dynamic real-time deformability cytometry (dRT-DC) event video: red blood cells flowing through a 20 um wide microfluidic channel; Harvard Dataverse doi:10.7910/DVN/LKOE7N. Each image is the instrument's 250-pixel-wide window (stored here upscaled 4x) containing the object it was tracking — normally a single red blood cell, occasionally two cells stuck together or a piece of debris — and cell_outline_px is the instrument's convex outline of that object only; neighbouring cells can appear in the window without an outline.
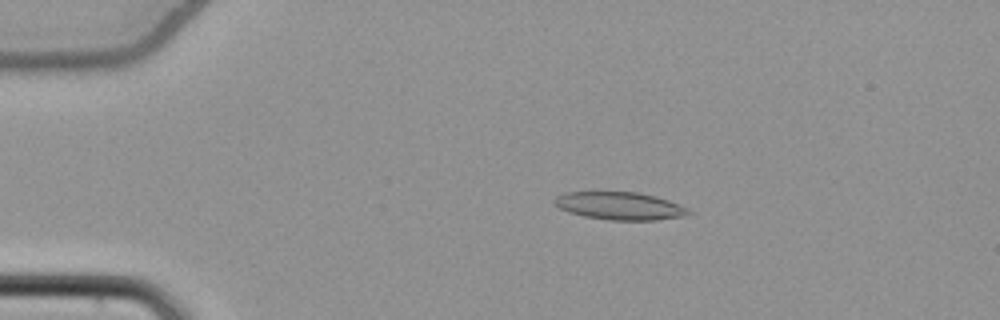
{"species": "common noctule bat (a hibernating species)", "species_latin": "Nyctalus noctula", "temperature_condition": "cold", "stored_images_in_passage": 55, "camera_frame_rate_fps": 3000, "um_per_image_px": 0.085, "animal": {"sex": "female", "body_mass_g": 22.7, "forearm_length_mm": 54.2}, "frame": {"image": 1, "passage_image": 12, "time_ms": 3.667, "image_size_px": [1000, 320], "cell_outline_px": [[692, 212], [684, 216], [656, 220], [608, 220], [584, 216], [568, 212], [560, 208], [552, 200], [556, 196], [564, 192], [640, 192], [656, 196], [668, 200], [688, 208]], "centroid_in_image_um": [52.68, 17.5], "position_along_channel_um": 32.3, "area_um2": 21.73}}
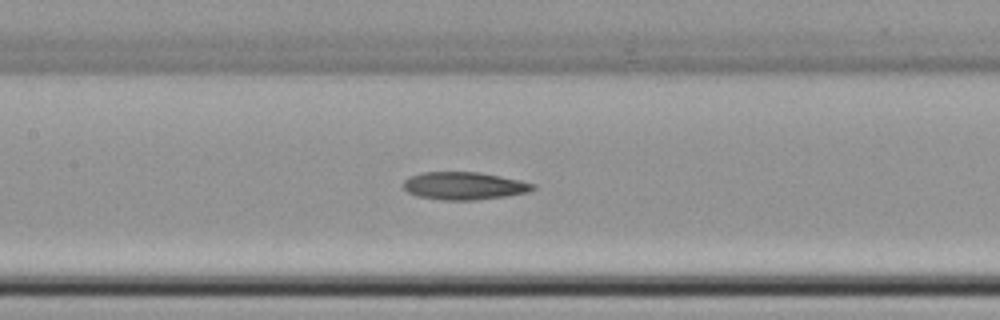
{"frame": {"image": 2, "passage_image": 27, "time_ms": 8.667, "image_size_px": [1000, 320], "cell_outline_px": [[536, 188], [528, 192], [504, 196], [476, 200], [444, 200], [416, 196], [408, 192], [404, 188], [404, 180], [412, 176], [424, 172], [480, 172], [520, 180], [536, 184]], "centroid_in_image_um": [39.47, 15.79], "position_along_channel_um": 167.9, "area_um2": 20.81}}
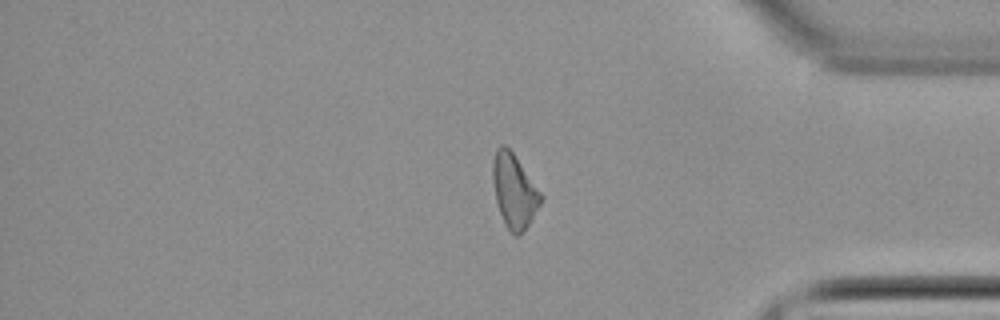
{"frame": {"image": 3, "passage_image": 46, "time_ms": 15.0, "image_size_px": [1000, 320], "cell_outline_px": [[544, 196], [532, 220], [516, 236], [504, 224], [496, 200], [492, 180], [492, 164], [496, 148], [500, 144], [504, 144], [512, 152]], "centroid_in_image_um": [43.7, 16.2], "position_along_channel_um": 391.5, "area_um2": 20.4}}